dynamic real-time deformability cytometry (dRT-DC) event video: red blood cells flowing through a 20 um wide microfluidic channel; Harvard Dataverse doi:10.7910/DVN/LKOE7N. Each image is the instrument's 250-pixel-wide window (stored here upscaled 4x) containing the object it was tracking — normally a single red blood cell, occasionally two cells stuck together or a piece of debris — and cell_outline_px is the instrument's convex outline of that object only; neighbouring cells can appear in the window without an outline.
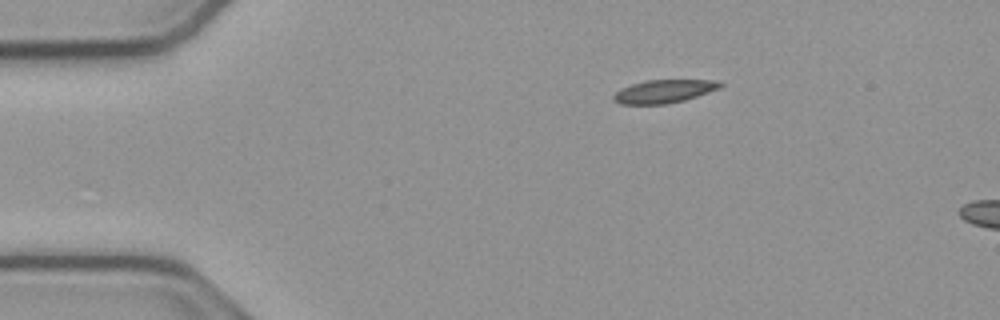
{"species": "common noctule bat (a hibernating species)", "species_latin": "Nyctalus noctula", "temperature_condition": "cold", "stored_images_in_passage": 5, "camera_frame_rate_fps": 3000, "um_per_image_px": 0.085, "animal": {"sex": "male", "body_mass_g": 23.1, "forearm_length_mm": 52.7}, "frame": {"image": 1, "passage_image": 1, "time_ms": 0.0, "image_size_px": [1000, 320], "cell_outline_px": [[724, 84], [720, 88], [684, 100], [664, 104], [620, 104], [612, 100], [612, 96], [620, 88], [644, 80], [720, 80]], "centroid_in_image_um": [56.42, 7.75], "position_along_channel_um": 28.6, "area_um2": 14.45}}